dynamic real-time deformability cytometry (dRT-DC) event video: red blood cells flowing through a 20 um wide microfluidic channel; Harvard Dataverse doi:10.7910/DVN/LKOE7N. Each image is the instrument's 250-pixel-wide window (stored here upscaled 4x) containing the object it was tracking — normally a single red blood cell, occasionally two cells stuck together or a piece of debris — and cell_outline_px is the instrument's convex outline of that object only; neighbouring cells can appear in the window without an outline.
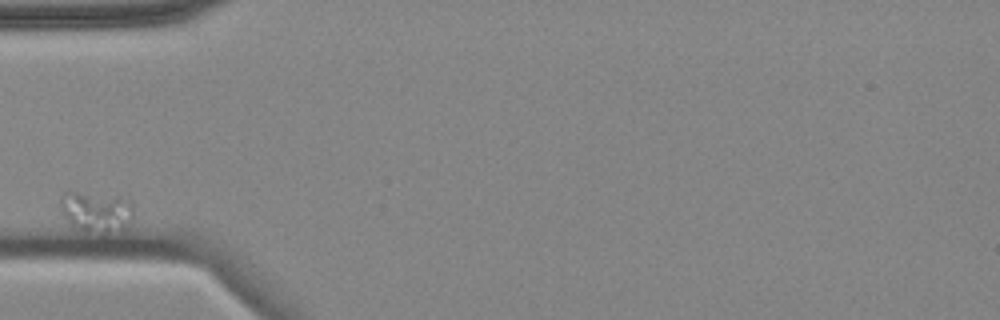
{"species": "common noctule bat (a hibernating species)", "species_latin": "Nyctalus noctula", "temperature_condition": "cold", "stored_images_in_passage": 3, "camera_frame_rate_fps": 3000, "um_per_image_px": 0.085, "animal": {"sex": "female", "body_mass_g": 18.4}, "frame": {"image": 1, "passage_image": 1, "time_ms": 0.0, "image_size_px": [1000, 320], "cell_outline_px": [[132, 220], [120, 232], [104, 236], [84, 232], [72, 224], [64, 216], [60, 204], [60, 200], [64, 192], [76, 192], [120, 196], [132, 204]], "centroid_in_image_um": [8.22, 18.05], "position_along_channel_um": 76.8, "area_um2": 17.69}}